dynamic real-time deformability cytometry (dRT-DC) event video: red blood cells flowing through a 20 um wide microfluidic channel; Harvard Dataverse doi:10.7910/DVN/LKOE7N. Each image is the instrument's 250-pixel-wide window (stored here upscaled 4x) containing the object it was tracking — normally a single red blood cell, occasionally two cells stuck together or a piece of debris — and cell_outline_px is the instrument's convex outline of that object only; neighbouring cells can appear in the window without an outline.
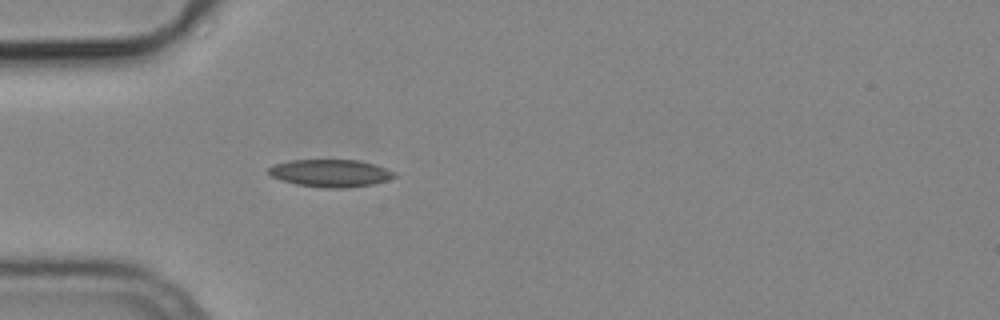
{"species": "common noctule bat (a hibernating species)", "species_latin": "Nyctalus noctula", "temperature_condition": "cold", "stored_images_in_passage": 4, "camera_frame_rate_fps": 3000, "um_per_image_px": 0.085, "animal": {"sex": "male", "body_mass_g": 19.2, "forearm_length_mm": 51.8}, "frame": {"image": 1, "passage_image": 4, "time_ms": 1.0, "image_size_px": [1000, 320], "cell_outline_px": [[396, 176], [388, 180], [372, 184], [344, 188], [324, 188], [296, 184], [280, 180], [272, 176], [268, 172], [268, 168], [272, 164], [292, 160], [356, 160], [372, 164], [396, 172]], "centroid_in_image_um": [28.06, 14.72], "position_along_channel_um": 56.9, "area_um2": 20.06}}